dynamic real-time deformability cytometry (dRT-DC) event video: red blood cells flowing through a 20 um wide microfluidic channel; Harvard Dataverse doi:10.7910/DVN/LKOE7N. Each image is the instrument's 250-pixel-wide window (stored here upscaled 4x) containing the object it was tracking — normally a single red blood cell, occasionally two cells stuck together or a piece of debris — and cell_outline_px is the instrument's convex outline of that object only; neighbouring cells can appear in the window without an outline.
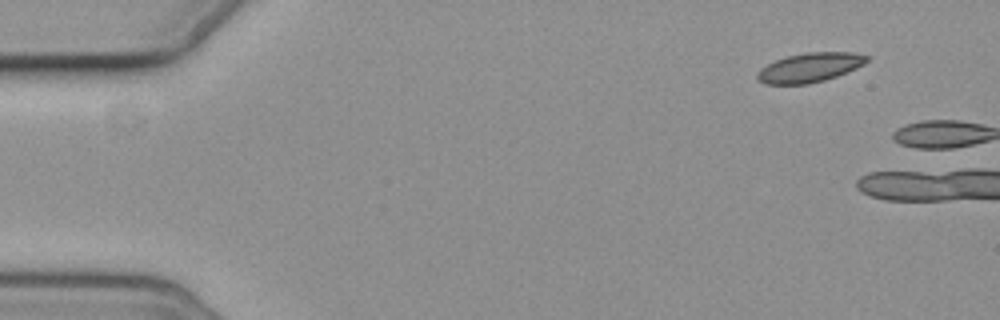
{"species": "common noctule bat (a hibernating species)", "species_latin": "Nyctalus noctula", "temperature_condition": "cold", "stored_images_in_passage": 6, "camera_frame_rate_fps": 3000, "um_per_image_px": 0.085, "animal": {"sex": "female", "body_mass_g": 19.3, "forearm_length_mm": 54.1}, "frame": {"image": 1, "passage_image": 1, "time_ms": 0.0, "image_size_px": [1000, 320], "cell_outline_px": [[872, 56], [864, 64], [848, 72], [824, 80], [808, 84], [764, 84], [756, 80], [756, 72], [760, 68], [776, 60], [788, 56], [804, 52], [852, 52]], "centroid_in_image_um": [68.83, 5.74], "position_along_channel_um": 16.2, "area_um2": 18.9}}